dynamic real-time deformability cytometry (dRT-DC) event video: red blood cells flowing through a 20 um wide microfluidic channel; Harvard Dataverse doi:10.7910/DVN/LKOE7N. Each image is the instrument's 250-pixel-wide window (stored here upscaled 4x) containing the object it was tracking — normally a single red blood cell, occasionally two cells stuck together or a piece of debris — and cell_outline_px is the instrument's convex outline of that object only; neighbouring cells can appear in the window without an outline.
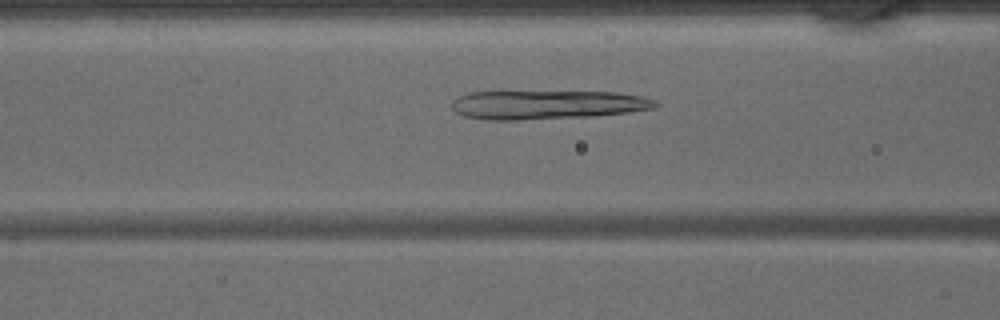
{"species": "common noctule bat (a hibernating species)", "species_latin": "Nyctalus noctula", "temperature_condition": "warm", "stored_images_in_passage": 43, "camera_frame_rate_fps": 3000, "um_per_image_px": 0.085, "animal": {"sex": "male", "body_mass_g": 15.6}, "frame": {"image": 1, "passage_image": 17, "time_ms": 5.333, "image_size_px": [1000, 320], "cell_outline_px": [[660, 104], [656, 108], [632, 112], [592, 116], [516, 120], [484, 120], [464, 116], [456, 112], [452, 108], [452, 100], [468, 92], [616, 92], [644, 96], [656, 100]], "centroid_in_image_um": [46.56, 8.91], "position_along_channel_um": 120.0, "area_um2": 34.51}}
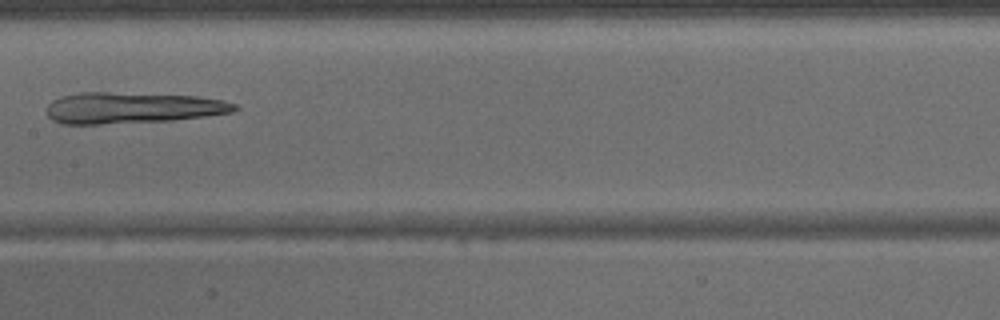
{"frame": {"image": 2, "passage_image": 22, "time_ms": 7.0, "image_size_px": [1000, 320], "cell_outline_px": [[240, 108], [232, 112], [204, 116], [172, 120], [100, 124], [64, 124], [52, 120], [48, 116], [48, 104], [52, 100], [64, 96], [80, 92], [108, 92], [196, 96], [224, 100], [236, 104]], "centroid_in_image_um": [11.25, 9.16], "position_along_channel_um": 196.2, "area_um2": 33.99}}
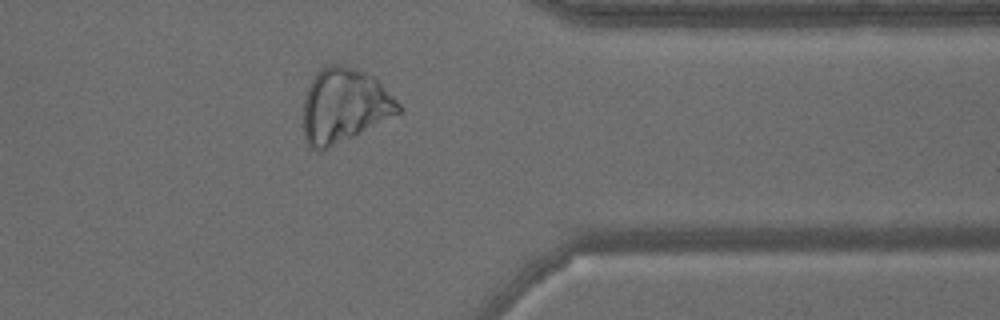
{"frame": {"image": 3, "passage_image": 35, "time_ms": 11.333, "image_size_px": [1000, 320], "cell_outline_px": [[404, 108], [400, 112], [320, 152], [308, 148], [304, 136], [304, 96], [308, 84], [316, 72], [320, 68], [328, 64], [344, 64], [364, 72], [372, 76]], "centroid_in_image_um": [29.2, 8.96], "position_along_channel_um": 382.2, "area_um2": 40.86}}